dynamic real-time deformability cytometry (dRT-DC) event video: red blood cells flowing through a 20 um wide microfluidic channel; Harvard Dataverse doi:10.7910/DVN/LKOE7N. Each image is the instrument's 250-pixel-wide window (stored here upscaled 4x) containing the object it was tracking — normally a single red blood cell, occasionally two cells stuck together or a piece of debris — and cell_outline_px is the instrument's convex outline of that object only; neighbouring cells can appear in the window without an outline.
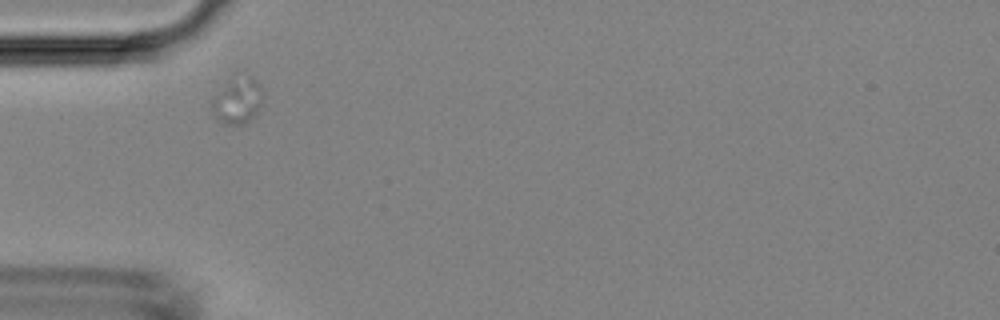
{"species": "Egyptian fruit bat (a non-hibernating species)", "species_latin": "Rousettus aegyptiacus", "temperature_condition": "room temperature", "stored_images_in_passage": 4, "camera_frame_rate_fps": 3000, "um_per_image_px": 0.085, "animal": {"sex": "female"}, "frame": {"image": 1, "passage_image": 1, "time_ms": 0.0, "image_size_px": [1000, 320], "cell_outline_px": [[260, 108], [244, 124], [220, 124], [216, 120], [212, 112], [212, 100], [232, 72], [248, 76], [256, 80], [260, 84]], "centroid_in_image_um": [20.12, 8.5], "position_along_channel_um": 64.9, "area_um2": 13.93}}
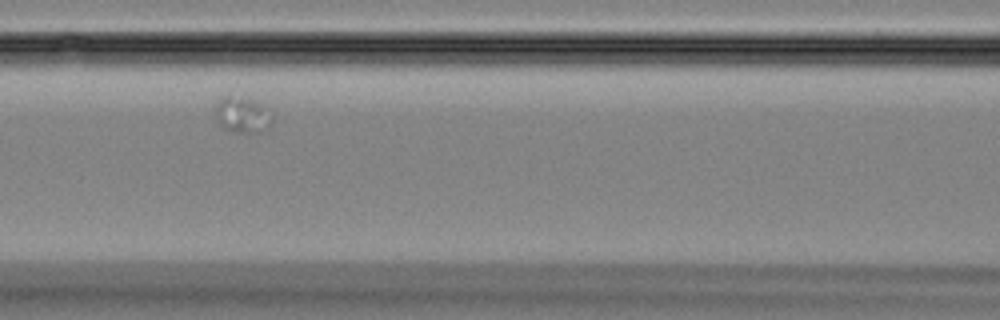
{"frame": {"image": 2, "passage_image": 3, "time_ms": 2.667, "image_size_px": [1000, 320], "cell_outline_px": [[272, 120], [260, 132], [232, 132], [220, 128], [216, 120], [216, 104], [228, 92], [248, 96]], "centroid_in_image_um": [20.43, 9.72], "position_along_channel_um": 146.2, "area_um2": 11.68}}
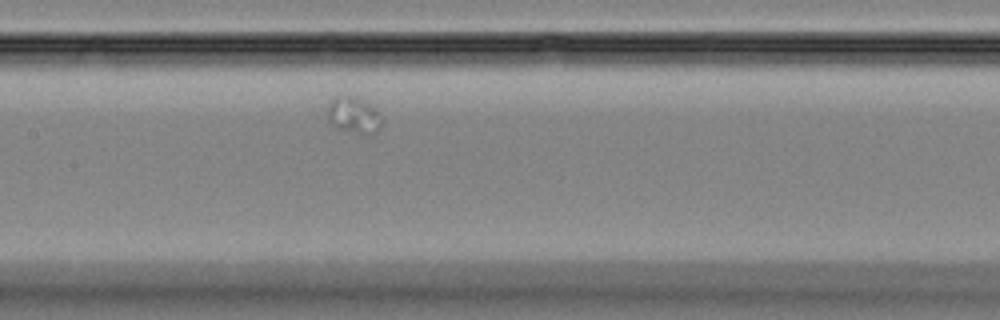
{"frame": {"image": 3, "passage_image": 4, "time_ms": 3.667, "image_size_px": [1000, 320], "cell_outline_px": [[384, 120], [380, 128], [372, 136], [368, 136], [336, 128], [328, 120], [328, 100], [332, 96], [356, 96], [368, 104]], "centroid_in_image_um": [30.05, 9.81], "position_along_channel_um": 177.4, "area_um2": 11.73}}